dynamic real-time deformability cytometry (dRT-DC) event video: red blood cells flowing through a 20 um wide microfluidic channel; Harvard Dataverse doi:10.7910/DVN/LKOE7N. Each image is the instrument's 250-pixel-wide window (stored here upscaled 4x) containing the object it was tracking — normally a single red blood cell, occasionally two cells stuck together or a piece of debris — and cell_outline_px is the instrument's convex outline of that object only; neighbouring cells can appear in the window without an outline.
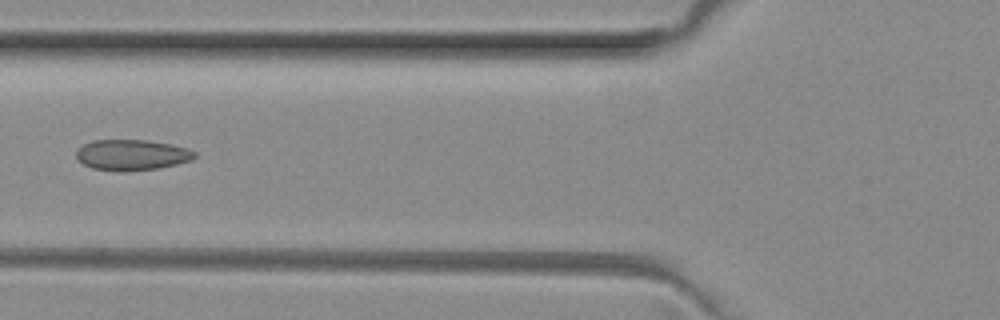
{"species": "common noctule bat (a hibernating species)", "species_latin": "Nyctalus noctula", "temperature_condition": "room temperature", "stored_images_in_passage": 8, "camera_frame_rate_fps": 3000, "um_per_image_px": 0.085, "animal": {"sex": "female", "body_mass_g": 29.2, "forearm_length_mm": 56.3}, "frame": {"image": 1, "passage_image": 6, "time_ms": 1.667, "image_size_px": [1000, 320], "cell_outline_px": [[196, 156], [192, 160], [160, 168], [124, 172], [120, 172], [92, 168], [76, 160], [76, 148], [92, 140], [148, 140], [188, 148], [196, 152]], "centroid_in_image_um": [11.17, 13.17], "position_along_channel_um": 114.6, "area_um2": 21.44}}
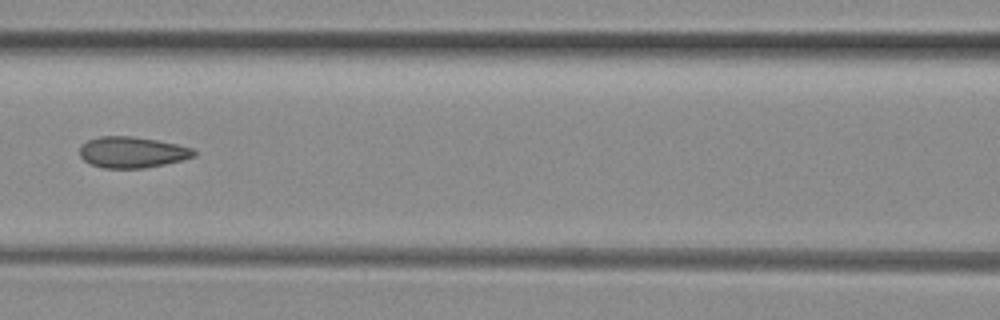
{"frame": {"image": 2, "passage_image": 7, "time_ms": 2.0, "image_size_px": [1000, 320], "cell_outline_px": [[196, 156], [164, 164], [144, 168], [104, 168], [88, 164], [80, 156], [80, 144], [88, 140], [100, 136], [132, 136], [156, 140], [176, 144], [192, 148], [196, 152]], "centroid_in_image_um": [11.19, 12.94], "position_along_channel_um": 155.4, "area_um2": 20.69}}
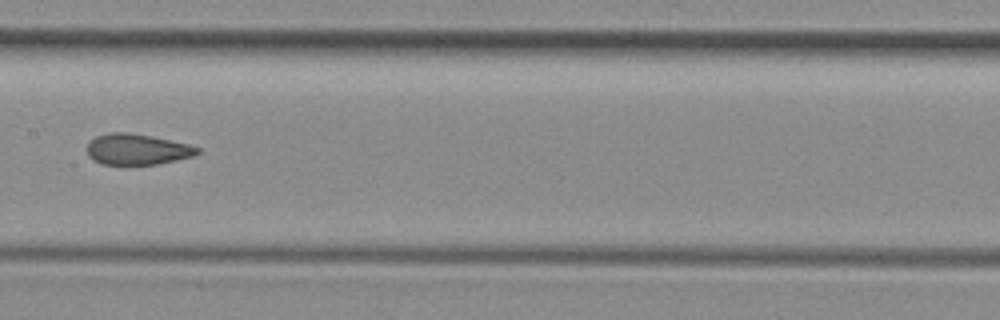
{"frame": {"image": 3, "passage_image": 8, "time_ms": 2.333, "image_size_px": [1000, 320], "cell_outline_px": [[200, 152], [192, 156], [176, 160], [156, 164], [104, 164], [92, 160], [88, 156], [88, 144], [96, 136], [108, 132], [128, 132], [152, 136], [188, 144], [200, 148]], "centroid_in_image_um": [11.65, 12.68], "position_along_channel_um": 195.8, "area_um2": 19.71}}